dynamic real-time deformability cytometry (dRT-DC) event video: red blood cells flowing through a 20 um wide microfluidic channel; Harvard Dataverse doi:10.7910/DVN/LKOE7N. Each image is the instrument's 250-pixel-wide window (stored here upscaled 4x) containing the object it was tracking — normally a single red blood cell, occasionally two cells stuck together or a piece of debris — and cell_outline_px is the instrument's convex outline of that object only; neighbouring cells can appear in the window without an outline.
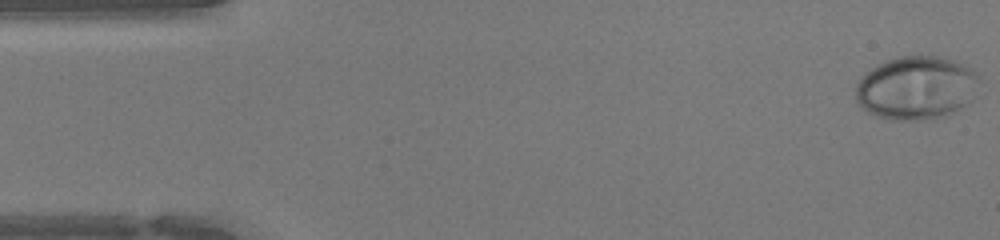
{"species": "human", "species_latin": "Homo sapiens", "temperature_condition": "warm", "stored_images_in_passage": 47, "camera_frame_rate_fps": 3000, "um_per_image_px": 0.085, "donor": {"sex": "female"}, "frame": {"image": 1, "passage_image": 1, "time_ms": 0.0, "image_size_px": [1000, 240], "cell_outline_px": [[980, 80], [972, 100], [968, 104], [944, 116], [924, 120], [892, 120], [868, 112], [856, 104], [856, 84], [864, 72], [888, 60], [900, 56], [936, 56], [952, 60], [972, 68], [980, 76]], "centroid_in_image_um": [77.89, 7.47], "position_along_channel_um": 7.1, "area_um2": 45.84}}
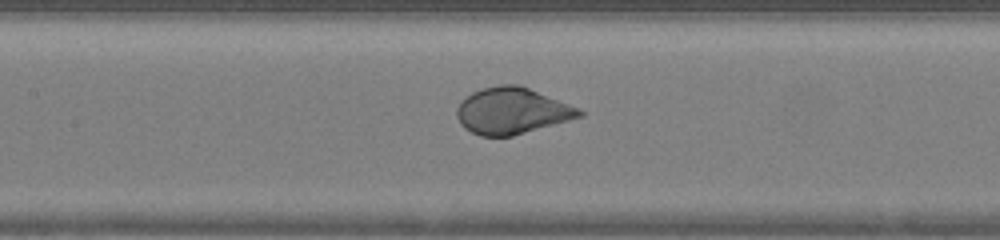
{"frame": {"image": 2, "passage_image": 21, "time_ms": 6.667, "image_size_px": [1000, 240], "cell_outline_px": [[584, 116], [512, 136], [480, 136], [464, 128], [460, 124], [456, 116], [456, 108], [472, 92], [484, 88], [500, 84], [520, 84], [580, 108], [584, 112]], "centroid_in_image_um": [43.54, 9.42], "position_along_channel_um": 163.9, "area_um2": 33.12}}
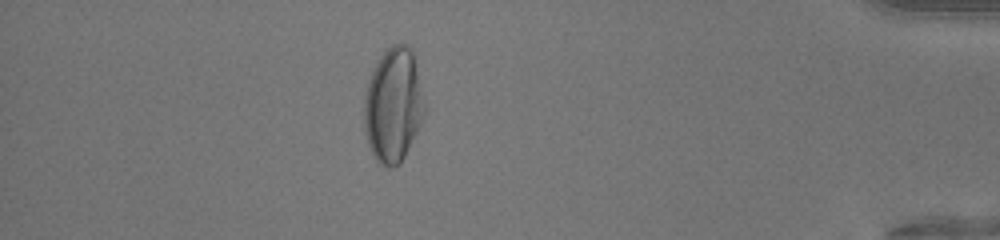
{"frame": {"image": 3, "passage_image": 41, "time_ms": 13.333, "image_size_px": [1000, 240], "cell_outline_px": [[428, 108], [400, 164], [392, 168], [388, 168], [380, 164], [376, 160], [368, 144], [364, 128], [364, 96], [368, 80], [380, 56], [392, 44], [404, 44], [412, 52]], "centroid_in_image_um": [33.43, 8.96], "position_along_channel_um": 401.8, "area_um2": 40.34}, "authors_computed_cell_mechanics": {"area_um2": 37.1076, "velocity_mm_per_s": 4.3022, "shape_relaxation_time_tau1_ms": 3.0318, "shape_relaxation_time_tau2_ms": null, "deformation_change_tau1": 0.1725, "deformation_change_tau2": null}}